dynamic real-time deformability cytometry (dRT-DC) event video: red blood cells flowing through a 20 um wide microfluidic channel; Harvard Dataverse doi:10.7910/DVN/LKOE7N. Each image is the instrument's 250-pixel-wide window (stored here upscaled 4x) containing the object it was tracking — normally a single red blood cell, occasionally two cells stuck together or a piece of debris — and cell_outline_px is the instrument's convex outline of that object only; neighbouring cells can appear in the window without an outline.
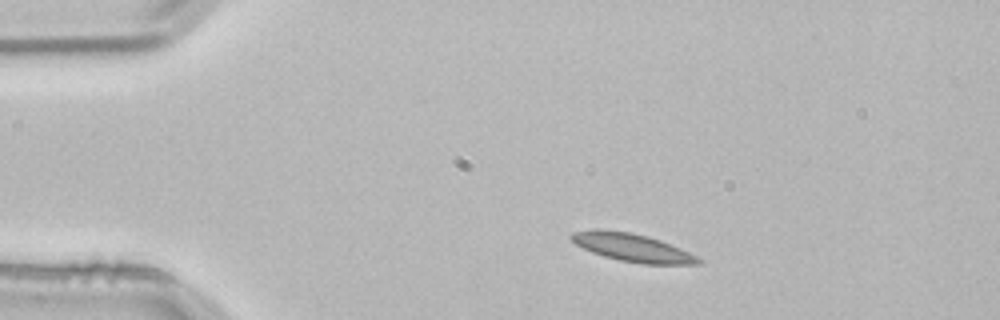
{"species": "common noctule bat (a hibernating species)", "species_latin": "Nyctalus noctula", "temperature_condition": "room temperature", "stored_images_in_passage": 1, "camera_frame_rate_fps": 3000, "um_per_image_px": 0.085, "animal": {"sex": "male", "body_mass_g": 21.5, "forearm_length_mm": 52.0}, "frame": {"image": 1, "passage_image": 1, "time_ms": 0.0, "image_size_px": [1000, 320], "cell_outline_px": [[704, 260], [700, 264], [644, 264], [620, 260], [604, 256], [592, 252], [576, 244], [568, 236], [572, 232], [632, 232], [648, 236], [660, 240], [680, 248]], "centroid_in_image_um": [53.85, 21.09], "position_along_channel_um": 31.2, "area_um2": 19.88}}